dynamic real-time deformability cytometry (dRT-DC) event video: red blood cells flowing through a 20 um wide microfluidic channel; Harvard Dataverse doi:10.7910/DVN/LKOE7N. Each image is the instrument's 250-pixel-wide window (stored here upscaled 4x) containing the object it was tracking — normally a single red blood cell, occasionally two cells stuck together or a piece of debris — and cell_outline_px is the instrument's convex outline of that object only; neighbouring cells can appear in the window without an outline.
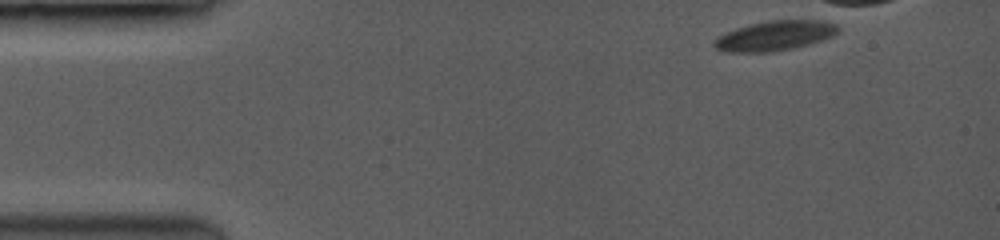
{"species": "common noctule bat (a hibernating species)", "species_latin": "Nyctalus noctula", "temperature_condition": "room temperature", "stored_images_in_passage": 25, "camera_frame_rate_fps": 3500, "um_per_image_px": 0.085, "animal": {"sex": "female", "body_mass_g": 19.0, "forearm_length_mm": 53.3}, "frame": {"image": 1, "passage_image": 1, "time_ms": 0.0, "image_size_px": [1000, 240], "cell_outline_px": [[836, 32], [820, 40], [788, 48], [764, 52], [728, 52], [716, 48], [716, 40], [720, 36], [728, 32], [752, 24], [772, 20], [808, 20], [832, 24], [836, 28]], "centroid_in_image_um": [65.78, 3.04], "position_along_channel_um": 19.2, "area_um2": 20.0}}
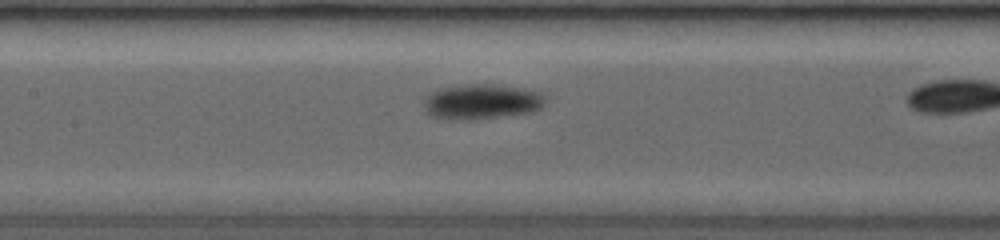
{"frame": {"image": 2, "passage_image": 12, "time_ms": 6.286, "image_size_px": [1000, 240], "cell_outline_px": [[544, 100], [540, 108], [528, 112], [492, 116], [436, 116], [428, 112], [428, 100], [436, 92], [444, 88], [464, 84], [492, 84], [520, 88], [540, 92]], "centroid_in_image_um": [41.09, 8.56], "position_along_channel_um": 166.3, "area_um2": 22.37}}
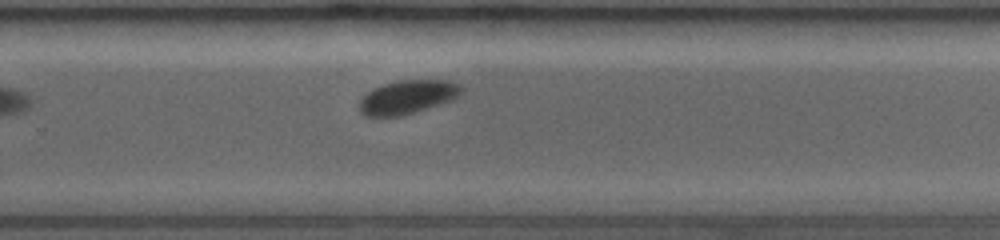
{"frame": {"image": 3, "passage_image": 20, "time_ms": 10.571, "image_size_px": [1000, 240], "cell_outline_px": [[460, 92], [456, 96], [448, 100], [400, 116], [368, 116], [360, 112], [360, 100], [372, 88], [384, 84], [400, 80], [448, 80], [456, 84], [460, 88]], "centroid_in_image_um": [34.55, 8.23], "position_along_channel_um": 295.2, "area_um2": 19.19}}